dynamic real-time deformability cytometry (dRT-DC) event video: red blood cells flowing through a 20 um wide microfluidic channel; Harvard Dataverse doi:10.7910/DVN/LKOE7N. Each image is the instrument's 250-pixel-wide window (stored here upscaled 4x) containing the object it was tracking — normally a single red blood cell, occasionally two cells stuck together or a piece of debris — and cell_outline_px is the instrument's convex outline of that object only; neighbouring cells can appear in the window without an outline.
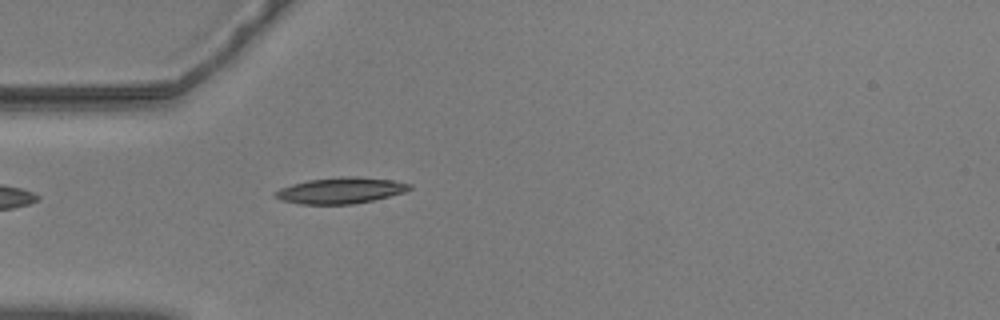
{"species": "common noctule bat (a hibernating species)", "species_latin": "Nyctalus noctula", "temperature_condition": "warm", "stored_images_in_passage": 41, "camera_frame_rate_fps": 3000, "um_per_image_px": 0.085, "animal": {"sex": "male", "body_mass_g": 20.5, "forearm_length_mm": 52.5}, "frame": {"image": 1, "passage_image": 1, "time_ms": 0.0, "image_size_px": [1000, 320], "cell_outline_px": [[412, 188], [404, 192], [372, 200], [352, 204], [300, 204], [280, 200], [272, 196], [272, 192], [280, 188], [292, 184], [308, 180], [340, 176], [356, 176], [392, 180], [412, 184]], "centroid_in_image_um": [28.9, 16.18], "position_along_channel_um": 56.1, "area_um2": 20.52}}
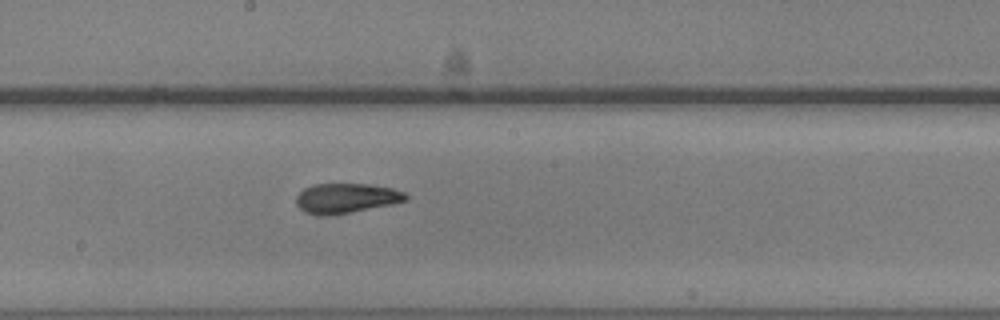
{"frame": {"image": 2, "passage_image": 15, "time_ms": 4.667, "image_size_px": [1000, 320], "cell_outline_px": [[408, 200], [392, 204], [332, 216], [316, 216], [304, 212], [296, 204], [296, 196], [304, 188], [312, 184], [368, 184], [392, 188], [404, 192], [408, 196]], "centroid_in_image_um": [29.39, 16.86], "position_along_channel_um": 218.8, "area_um2": 19.31}}
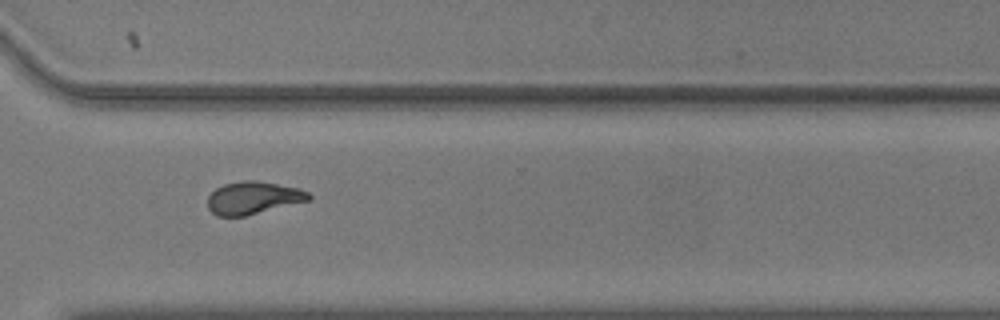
{"frame": {"image": 3, "passage_image": 26, "time_ms": 8.333, "image_size_px": [1000, 320], "cell_outline_px": [[312, 200], [244, 216], [216, 216], [208, 208], [208, 196], [216, 188], [224, 184], [240, 180], [256, 180], [296, 188], [308, 192], [312, 196]], "centroid_in_image_um": [21.51, 16.82], "position_along_channel_um": 349.1, "area_um2": 19.19}, "authors_computed_cell_mechanics": {"area_um2": 19.1896, "velocity_mm_per_s": 3.5711, "shape_relaxation_time_tau1_ms": null, "shape_relaxation_time_tau2_ms": 2.767, "deformation_change_tau1": null, "deformation_change_tau2": 0.104}}